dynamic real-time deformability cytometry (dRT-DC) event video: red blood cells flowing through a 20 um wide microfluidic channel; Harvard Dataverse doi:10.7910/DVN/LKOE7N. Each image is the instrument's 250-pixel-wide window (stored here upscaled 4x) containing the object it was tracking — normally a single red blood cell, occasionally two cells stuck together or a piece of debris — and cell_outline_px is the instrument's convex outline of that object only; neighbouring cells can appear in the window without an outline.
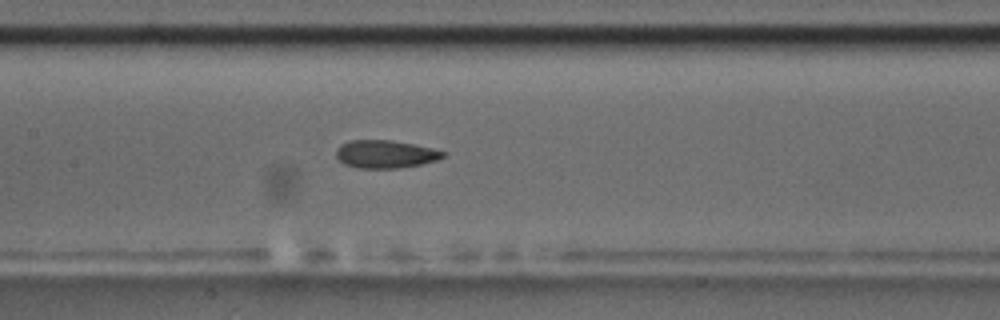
{"species": "common noctule bat (a hibernating species)", "species_latin": "Nyctalus noctula", "temperature_condition": "room temperature", "stored_images_in_passage": 48, "camera_frame_rate_fps": 3000, "um_per_image_px": 0.085, "animal": {"sex": "male", "body_mass_g": 17.5, "forearm_length_mm": 52.3}, "frame": {"image": 1, "passage_image": 21, "time_ms": 6.667, "image_size_px": [1000, 320], "cell_outline_px": [[448, 152], [440, 160], [400, 168], [356, 168], [344, 164], [336, 156], [336, 148], [340, 144], [352, 140], [392, 140], [432, 148]], "centroid_in_image_um": [32.77, 13.1], "position_along_channel_um": 174.6, "area_um2": 17.51}}